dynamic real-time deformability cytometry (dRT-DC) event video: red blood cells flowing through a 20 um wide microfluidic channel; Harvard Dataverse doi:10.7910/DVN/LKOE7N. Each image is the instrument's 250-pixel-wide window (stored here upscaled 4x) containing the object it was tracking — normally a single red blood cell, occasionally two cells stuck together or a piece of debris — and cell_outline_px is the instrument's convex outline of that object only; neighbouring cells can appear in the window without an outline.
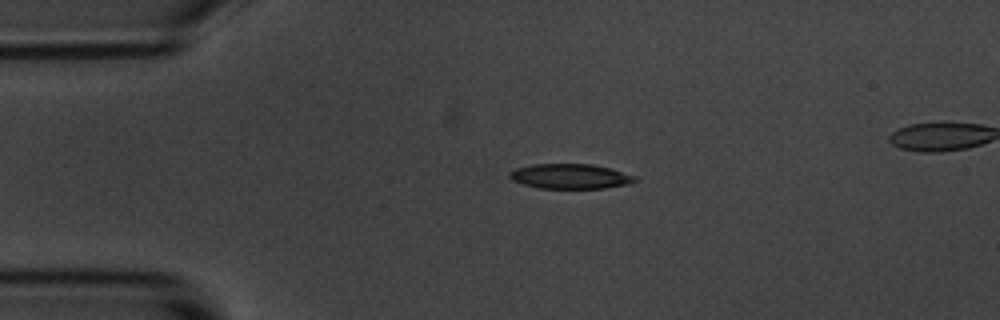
{"species": "common noctule bat (a hibernating species)", "species_latin": "Nyctalus noctula", "temperature_condition": "room temperature", "stored_images_in_passage": 6, "segment_of_instrument_passage": [1, 2], "camera_frame_rate_fps": 3000, "um_per_image_px": 0.085, "animal": {"sex": "male", "body_mass_g": 20.1, "forearm_length_mm": 53.5}, "frame": {"image": 1, "passage_image": 4, "time_ms": 3.333, "image_size_px": [1000, 320], "cell_outline_px": [[640, 180], [628, 184], [604, 188], [540, 188], [524, 184], [512, 180], [508, 176], [508, 172], [516, 168], [536, 164], [592, 164], [612, 168], [636, 176]], "centroid_in_image_um": [48.51, 14.98], "position_along_channel_um": 36.5, "area_um2": 18.26}}